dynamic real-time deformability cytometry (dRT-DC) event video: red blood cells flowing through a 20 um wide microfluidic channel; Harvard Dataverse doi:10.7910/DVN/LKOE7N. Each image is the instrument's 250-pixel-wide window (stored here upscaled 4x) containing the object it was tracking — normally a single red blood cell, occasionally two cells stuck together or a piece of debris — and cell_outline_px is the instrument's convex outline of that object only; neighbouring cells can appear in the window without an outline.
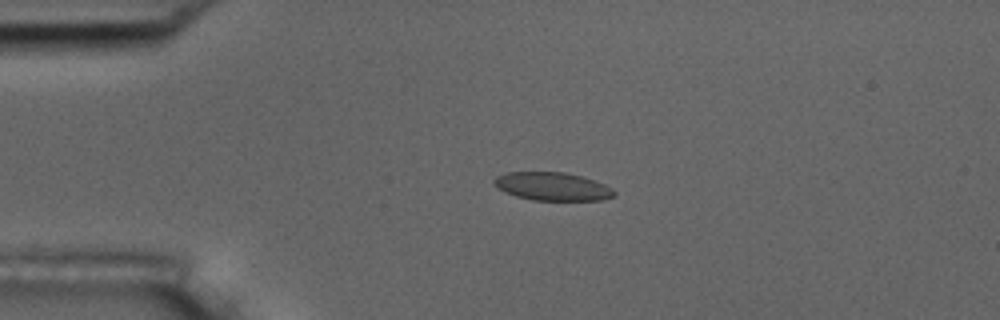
{"species": "common noctule bat (a hibernating species)", "species_latin": "Nyctalus noctula", "temperature_condition": "room temperature", "stored_images_in_passage": 4, "camera_frame_rate_fps": 3000, "um_per_image_px": 0.085, "animal": {"sex": "male", "body_mass_g": 17.5, "forearm_length_mm": 52.3}, "frame": {"image": 1, "passage_image": 3, "time_ms": 3.333, "image_size_px": [1000, 320], "cell_outline_px": [[616, 196], [604, 200], [532, 200], [516, 196], [504, 192], [496, 188], [492, 180], [496, 176], [504, 172], [564, 172], [580, 176], [604, 184], [612, 188], [616, 192]], "centroid_in_image_um": [46.92, 15.85], "position_along_channel_um": 38.1, "area_um2": 19.88}}